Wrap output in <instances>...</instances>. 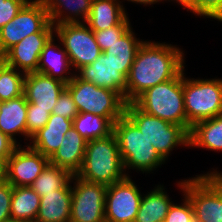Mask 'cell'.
Here are the masks:
<instances>
[{"instance_id": "cell-1", "label": "cell", "mask_w": 222, "mask_h": 222, "mask_svg": "<svg viewBox=\"0 0 222 222\" xmlns=\"http://www.w3.org/2000/svg\"><path fill=\"white\" fill-rule=\"evenodd\" d=\"M184 60L179 47L144 41L127 76L126 102H133L148 88L174 79L185 68Z\"/></svg>"}, {"instance_id": "cell-2", "label": "cell", "mask_w": 222, "mask_h": 222, "mask_svg": "<svg viewBox=\"0 0 222 222\" xmlns=\"http://www.w3.org/2000/svg\"><path fill=\"white\" fill-rule=\"evenodd\" d=\"M76 176L104 185H112L129 176L125 173L118 142L114 133L87 141L81 169Z\"/></svg>"}, {"instance_id": "cell-3", "label": "cell", "mask_w": 222, "mask_h": 222, "mask_svg": "<svg viewBox=\"0 0 222 222\" xmlns=\"http://www.w3.org/2000/svg\"><path fill=\"white\" fill-rule=\"evenodd\" d=\"M133 103L145 113L180 125L187 131L183 70L174 79L148 88Z\"/></svg>"}, {"instance_id": "cell-4", "label": "cell", "mask_w": 222, "mask_h": 222, "mask_svg": "<svg viewBox=\"0 0 222 222\" xmlns=\"http://www.w3.org/2000/svg\"><path fill=\"white\" fill-rule=\"evenodd\" d=\"M113 133L125 172L136 169L150 173L165 163L154 146L125 114L113 124Z\"/></svg>"}, {"instance_id": "cell-5", "label": "cell", "mask_w": 222, "mask_h": 222, "mask_svg": "<svg viewBox=\"0 0 222 222\" xmlns=\"http://www.w3.org/2000/svg\"><path fill=\"white\" fill-rule=\"evenodd\" d=\"M184 109L187 132L202 120L222 114V79H188L183 69Z\"/></svg>"}, {"instance_id": "cell-6", "label": "cell", "mask_w": 222, "mask_h": 222, "mask_svg": "<svg viewBox=\"0 0 222 222\" xmlns=\"http://www.w3.org/2000/svg\"><path fill=\"white\" fill-rule=\"evenodd\" d=\"M125 115L137 126L145 138L166 161L177 146L189 147V133L173 124L140 110L133 102L126 104Z\"/></svg>"}, {"instance_id": "cell-7", "label": "cell", "mask_w": 222, "mask_h": 222, "mask_svg": "<svg viewBox=\"0 0 222 222\" xmlns=\"http://www.w3.org/2000/svg\"><path fill=\"white\" fill-rule=\"evenodd\" d=\"M79 113H91L105 118H121L127 102L117 92L98 87L80 79L76 74L66 85Z\"/></svg>"}, {"instance_id": "cell-8", "label": "cell", "mask_w": 222, "mask_h": 222, "mask_svg": "<svg viewBox=\"0 0 222 222\" xmlns=\"http://www.w3.org/2000/svg\"><path fill=\"white\" fill-rule=\"evenodd\" d=\"M38 32H54L48 12L41 0H29L19 13L0 29V55L23 38Z\"/></svg>"}, {"instance_id": "cell-9", "label": "cell", "mask_w": 222, "mask_h": 222, "mask_svg": "<svg viewBox=\"0 0 222 222\" xmlns=\"http://www.w3.org/2000/svg\"><path fill=\"white\" fill-rule=\"evenodd\" d=\"M54 34L57 36V40H60L71 66L76 71L83 66L90 65L102 53L94 32L85 23L55 25Z\"/></svg>"}, {"instance_id": "cell-10", "label": "cell", "mask_w": 222, "mask_h": 222, "mask_svg": "<svg viewBox=\"0 0 222 222\" xmlns=\"http://www.w3.org/2000/svg\"><path fill=\"white\" fill-rule=\"evenodd\" d=\"M70 222H105L107 185L91 183L72 175Z\"/></svg>"}, {"instance_id": "cell-11", "label": "cell", "mask_w": 222, "mask_h": 222, "mask_svg": "<svg viewBox=\"0 0 222 222\" xmlns=\"http://www.w3.org/2000/svg\"><path fill=\"white\" fill-rule=\"evenodd\" d=\"M142 194L130 176L107 186L105 222H135Z\"/></svg>"}, {"instance_id": "cell-12", "label": "cell", "mask_w": 222, "mask_h": 222, "mask_svg": "<svg viewBox=\"0 0 222 222\" xmlns=\"http://www.w3.org/2000/svg\"><path fill=\"white\" fill-rule=\"evenodd\" d=\"M181 180L178 187L189 198L195 222H222V200L200 176Z\"/></svg>"}, {"instance_id": "cell-13", "label": "cell", "mask_w": 222, "mask_h": 222, "mask_svg": "<svg viewBox=\"0 0 222 222\" xmlns=\"http://www.w3.org/2000/svg\"><path fill=\"white\" fill-rule=\"evenodd\" d=\"M26 147L18 145L7 160V181L13 186H31L49 163L48 157Z\"/></svg>"}, {"instance_id": "cell-14", "label": "cell", "mask_w": 222, "mask_h": 222, "mask_svg": "<svg viewBox=\"0 0 222 222\" xmlns=\"http://www.w3.org/2000/svg\"><path fill=\"white\" fill-rule=\"evenodd\" d=\"M54 32H38L23 38L3 56L7 65L23 72H37L41 51Z\"/></svg>"}, {"instance_id": "cell-15", "label": "cell", "mask_w": 222, "mask_h": 222, "mask_svg": "<svg viewBox=\"0 0 222 222\" xmlns=\"http://www.w3.org/2000/svg\"><path fill=\"white\" fill-rule=\"evenodd\" d=\"M66 84L40 72L26 73L23 94L27 102L33 103L35 109L48 110L52 113L57 99Z\"/></svg>"}, {"instance_id": "cell-16", "label": "cell", "mask_w": 222, "mask_h": 222, "mask_svg": "<svg viewBox=\"0 0 222 222\" xmlns=\"http://www.w3.org/2000/svg\"><path fill=\"white\" fill-rule=\"evenodd\" d=\"M75 73H78L76 75L84 81L119 93L126 101L127 78L117 70L104 52L97 60L90 65L83 66Z\"/></svg>"}, {"instance_id": "cell-17", "label": "cell", "mask_w": 222, "mask_h": 222, "mask_svg": "<svg viewBox=\"0 0 222 222\" xmlns=\"http://www.w3.org/2000/svg\"><path fill=\"white\" fill-rule=\"evenodd\" d=\"M86 144L87 140L72 126L64 135L60 147L49 158V163L68 170L72 175H76L82 167Z\"/></svg>"}, {"instance_id": "cell-18", "label": "cell", "mask_w": 222, "mask_h": 222, "mask_svg": "<svg viewBox=\"0 0 222 222\" xmlns=\"http://www.w3.org/2000/svg\"><path fill=\"white\" fill-rule=\"evenodd\" d=\"M72 126L73 120L51 114L46 125L31 137L29 146L50 158L60 147L64 135Z\"/></svg>"}, {"instance_id": "cell-19", "label": "cell", "mask_w": 222, "mask_h": 222, "mask_svg": "<svg viewBox=\"0 0 222 222\" xmlns=\"http://www.w3.org/2000/svg\"><path fill=\"white\" fill-rule=\"evenodd\" d=\"M55 37L53 35L41 51L37 72L48 75L67 85L74 77L75 72H70L72 66L67 52L63 47L61 48V42L60 45H56L54 42Z\"/></svg>"}, {"instance_id": "cell-20", "label": "cell", "mask_w": 222, "mask_h": 222, "mask_svg": "<svg viewBox=\"0 0 222 222\" xmlns=\"http://www.w3.org/2000/svg\"><path fill=\"white\" fill-rule=\"evenodd\" d=\"M72 181L63 188L50 193H42L40 207L36 217L43 222H70Z\"/></svg>"}, {"instance_id": "cell-21", "label": "cell", "mask_w": 222, "mask_h": 222, "mask_svg": "<svg viewBox=\"0 0 222 222\" xmlns=\"http://www.w3.org/2000/svg\"><path fill=\"white\" fill-rule=\"evenodd\" d=\"M120 0H92L85 24L92 31H101L118 24H130L126 9Z\"/></svg>"}, {"instance_id": "cell-22", "label": "cell", "mask_w": 222, "mask_h": 222, "mask_svg": "<svg viewBox=\"0 0 222 222\" xmlns=\"http://www.w3.org/2000/svg\"><path fill=\"white\" fill-rule=\"evenodd\" d=\"M27 106L25 95L0 102V131L12 139L17 145L16 135L21 134L27 140Z\"/></svg>"}, {"instance_id": "cell-23", "label": "cell", "mask_w": 222, "mask_h": 222, "mask_svg": "<svg viewBox=\"0 0 222 222\" xmlns=\"http://www.w3.org/2000/svg\"><path fill=\"white\" fill-rule=\"evenodd\" d=\"M41 1L46 7L50 22L54 26L64 23H85L90 14L92 5V0ZM80 18L82 21H80Z\"/></svg>"}, {"instance_id": "cell-24", "label": "cell", "mask_w": 222, "mask_h": 222, "mask_svg": "<svg viewBox=\"0 0 222 222\" xmlns=\"http://www.w3.org/2000/svg\"><path fill=\"white\" fill-rule=\"evenodd\" d=\"M132 26L116 40L104 53L111 59L114 66L126 78L135 60L138 49L144 42L136 38Z\"/></svg>"}, {"instance_id": "cell-25", "label": "cell", "mask_w": 222, "mask_h": 222, "mask_svg": "<svg viewBox=\"0 0 222 222\" xmlns=\"http://www.w3.org/2000/svg\"><path fill=\"white\" fill-rule=\"evenodd\" d=\"M189 147L222 151V114L195 123L189 132Z\"/></svg>"}, {"instance_id": "cell-26", "label": "cell", "mask_w": 222, "mask_h": 222, "mask_svg": "<svg viewBox=\"0 0 222 222\" xmlns=\"http://www.w3.org/2000/svg\"><path fill=\"white\" fill-rule=\"evenodd\" d=\"M162 185L142 195L140 207L135 222H163L172 201Z\"/></svg>"}, {"instance_id": "cell-27", "label": "cell", "mask_w": 222, "mask_h": 222, "mask_svg": "<svg viewBox=\"0 0 222 222\" xmlns=\"http://www.w3.org/2000/svg\"><path fill=\"white\" fill-rule=\"evenodd\" d=\"M40 207V196L31 186H13L11 219L29 221L36 219Z\"/></svg>"}, {"instance_id": "cell-28", "label": "cell", "mask_w": 222, "mask_h": 222, "mask_svg": "<svg viewBox=\"0 0 222 222\" xmlns=\"http://www.w3.org/2000/svg\"><path fill=\"white\" fill-rule=\"evenodd\" d=\"M119 118H105L91 113H78L73 128L87 141L104 138L113 133V124Z\"/></svg>"}, {"instance_id": "cell-29", "label": "cell", "mask_w": 222, "mask_h": 222, "mask_svg": "<svg viewBox=\"0 0 222 222\" xmlns=\"http://www.w3.org/2000/svg\"><path fill=\"white\" fill-rule=\"evenodd\" d=\"M72 174L61 167L48 163L42 173L34 180L31 188L41 196L63 188L70 180Z\"/></svg>"}, {"instance_id": "cell-30", "label": "cell", "mask_w": 222, "mask_h": 222, "mask_svg": "<svg viewBox=\"0 0 222 222\" xmlns=\"http://www.w3.org/2000/svg\"><path fill=\"white\" fill-rule=\"evenodd\" d=\"M25 73L6 65L0 74V102L23 95Z\"/></svg>"}, {"instance_id": "cell-31", "label": "cell", "mask_w": 222, "mask_h": 222, "mask_svg": "<svg viewBox=\"0 0 222 222\" xmlns=\"http://www.w3.org/2000/svg\"><path fill=\"white\" fill-rule=\"evenodd\" d=\"M50 115L51 113L48 110L35 109V105L28 102L26 120L27 140L29 139L30 141L31 137L46 125Z\"/></svg>"}, {"instance_id": "cell-32", "label": "cell", "mask_w": 222, "mask_h": 222, "mask_svg": "<svg viewBox=\"0 0 222 222\" xmlns=\"http://www.w3.org/2000/svg\"><path fill=\"white\" fill-rule=\"evenodd\" d=\"M183 195V203H172L163 222H195L193 206L189 198Z\"/></svg>"}, {"instance_id": "cell-33", "label": "cell", "mask_w": 222, "mask_h": 222, "mask_svg": "<svg viewBox=\"0 0 222 222\" xmlns=\"http://www.w3.org/2000/svg\"><path fill=\"white\" fill-rule=\"evenodd\" d=\"M130 27L131 24H118L117 26L101 31H93L101 51L104 52L108 49L116 40L120 39Z\"/></svg>"}, {"instance_id": "cell-34", "label": "cell", "mask_w": 222, "mask_h": 222, "mask_svg": "<svg viewBox=\"0 0 222 222\" xmlns=\"http://www.w3.org/2000/svg\"><path fill=\"white\" fill-rule=\"evenodd\" d=\"M193 13L222 22V0H193Z\"/></svg>"}, {"instance_id": "cell-35", "label": "cell", "mask_w": 222, "mask_h": 222, "mask_svg": "<svg viewBox=\"0 0 222 222\" xmlns=\"http://www.w3.org/2000/svg\"><path fill=\"white\" fill-rule=\"evenodd\" d=\"M76 104L73 101L72 95L65 88L57 99L51 114L60 115L64 118L73 120L78 114Z\"/></svg>"}, {"instance_id": "cell-36", "label": "cell", "mask_w": 222, "mask_h": 222, "mask_svg": "<svg viewBox=\"0 0 222 222\" xmlns=\"http://www.w3.org/2000/svg\"><path fill=\"white\" fill-rule=\"evenodd\" d=\"M29 0H0V29L11 21Z\"/></svg>"}, {"instance_id": "cell-37", "label": "cell", "mask_w": 222, "mask_h": 222, "mask_svg": "<svg viewBox=\"0 0 222 222\" xmlns=\"http://www.w3.org/2000/svg\"><path fill=\"white\" fill-rule=\"evenodd\" d=\"M13 185L8 181L0 184V222L11 219Z\"/></svg>"}, {"instance_id": "cell-38", "label": "cell", "mask_w": 222, "mask_h": 222, "mask_svg": "<svg viewBox=\"0 0 222 222\" xmlns=\"http://www.w3.org/2000/svg\"><path fill=\"white\" fill-rule=\"evenodd\" d=\"M213 170L200 176L218 193L222 200V172H218L217 169Z\"/></svg>"}, {"instance_id": "cell-39", "label": "cell", "mask_w": 222, "mask_h": 222, "mask_svg": "<svg viewBox=\"0 0 222 222\" xmlns=\"http://www.w3.org/2000/svg\"><path fill=\"white\" fill-rule=\"evenodd\" d=\"M18 145L0 131V159L7 161Z\"/></svg>"}, {"instance_id": "cell-40", "label": "cell", "mask_w": 222, "mask_h": 222, "mask_svg": "<svg viewBox=\"0 0 222 222\" xmlns=\"http://www.w3.org/2000/svg\"><path fill=\"white\" fill-rule=\"evenodd\" d=\"M7 181V161L0 159V184Z\"/></svg>"}, {"instance_id": "cell-41", "label": "cell", "mask_w": 222, "mask_h": 222, "mask_svg": "<svg viewBox=\"0 0 222 222\" xmlns=\"http://www.w3.org/2000/svg\"><path fill=\"white\" fill-rule=\"evenodd\" d=\"M170 1H176V3L178 2V4L182 5L184 9L186 8L187 11L190 12L192 11L193 13V0H170Z\"/></svg>"}, {"instance_id": "cell-42", "label": "cell", "mask_w": 222, "mask_h": 222, "mask_svg": "<svg viewBox=\"0 0 222 222\" xmlns=\"http://www.w3.org/2000/svg\"><path fill=\"white\" fill-rule=\"evenodd\" d=\"M127 1H131V2H134V3H139L141 5L142 4H144V5H151V4H156L158 2H161L163 0H127Z\"/></svg>"}, {"instance_id": "cell-43", "label": "cell", "mask_w": 222, "mask_h": 222, "mask_svg": "<svg viewBox=\"0 0 222 222\" xmlns=\"http://www.w3.org/2000/svg\"><path fill=\"white\" fill-rule=\"evenodd\" d=\"M7 65L4 56L0 55V74H1V70Z\"/></svg>"}, {"instance_id": "cell-44", "label": "cell", "mask_w": 222, "mask_h": 222, "mask_svg": "<svg viewBox=\"0 0 222 222\" xmlns=\"http://www.w3.org/2000/svg\"><path fill=\"white\" fill-rule=\"evenodd\" d=\"M4 222H25V221L10 219V220L4 221Z\"/></svg>"}, {"instance_id": "cell-45", "label": "cell", "mask_w": 222, "mask_h": 222, "mask_svg": "<svg viewBox=\"0 0 222 222\" xmlns=\"http://www.w3.org/2000/svg\"><path fill=\"white\" fill-rule=\"evenodd\" d=\"M26 222H43V221H39L37 219H32V220H29V221H26Z\"/></svg>"}]
</instances>
